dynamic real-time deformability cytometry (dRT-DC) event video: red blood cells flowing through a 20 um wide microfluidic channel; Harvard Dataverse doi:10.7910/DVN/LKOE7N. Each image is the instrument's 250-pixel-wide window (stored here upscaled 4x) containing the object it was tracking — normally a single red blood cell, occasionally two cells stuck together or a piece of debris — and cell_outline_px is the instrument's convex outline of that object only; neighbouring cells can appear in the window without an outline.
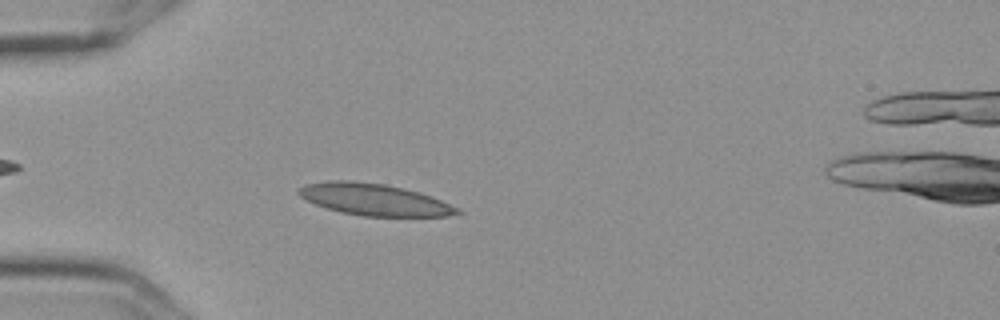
{"species": "Egyptian fruit bat (a non-hibernating species)", "species_latin": "Rousettus aegyptiacus", "temperature_condition": "cold", "stored_images_in_passage": 6, "camera_frame_rate_fps": 3000, "um_per_image_px": 0.085, "frame": {"image": 1, "passage_image": 5, "time_ms": 1.333, "image_size_px": [1000, 320], "cell_outline_px": [[464, 212], [448, 216], [364, 216], [340, 212], [316, 204], [300, 196], [296, 192], [300, 188], [308, 184], [332, 180], [352, 180], [384, 184], [404, 188], [420, 192], [432, 196], [460, 208]], "centroid_in_image_um": [31.87, 16.96], "position_along_channel_um": 53.1, "area_um2": 29.25}}